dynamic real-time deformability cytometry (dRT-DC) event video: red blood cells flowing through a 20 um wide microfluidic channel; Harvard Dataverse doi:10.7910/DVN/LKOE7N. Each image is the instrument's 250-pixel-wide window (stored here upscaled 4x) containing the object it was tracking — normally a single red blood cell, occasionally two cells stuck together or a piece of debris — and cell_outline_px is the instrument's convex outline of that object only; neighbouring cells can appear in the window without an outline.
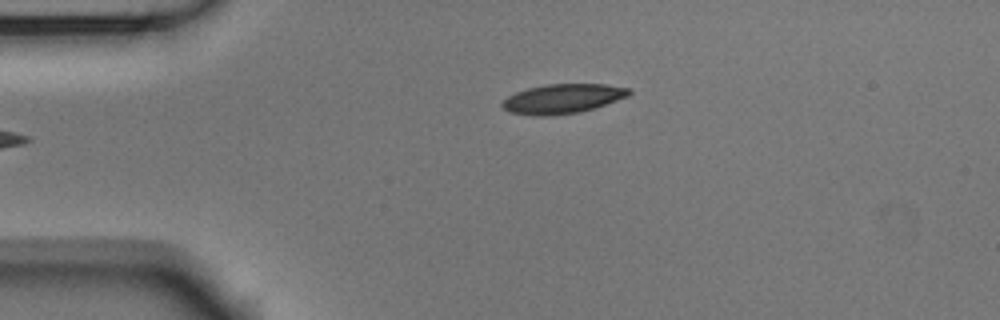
{"species": "Egyptian fruit bat (a non-hibernating species)", "species_latin": "Rousettus aegyptiacus", "temperature_condition": "room temperature", "stored_images_in_passage": 3, "camera_frame_rate_fps": 3000, "um_per_image_px": 0.085, "animal": {"sex": "male"}, "frame": {"image": 1, "passage_image": 3, "time_ms": 0.667, "image_size_px": [1000, 320], "cell_outline_px": [[632, 92], [628, 96], [580, 112], [548, 116], [532, 116], [512, 112], [504, 108], [500, 104], [508, 96], [516, 92], [528, 88], [548, 84], [604, 84], [628, 88]], "centroid_in_image_um": [47.8, 8.39], "position_along_channel_um": 37.2, "area_um2": 21.5}}